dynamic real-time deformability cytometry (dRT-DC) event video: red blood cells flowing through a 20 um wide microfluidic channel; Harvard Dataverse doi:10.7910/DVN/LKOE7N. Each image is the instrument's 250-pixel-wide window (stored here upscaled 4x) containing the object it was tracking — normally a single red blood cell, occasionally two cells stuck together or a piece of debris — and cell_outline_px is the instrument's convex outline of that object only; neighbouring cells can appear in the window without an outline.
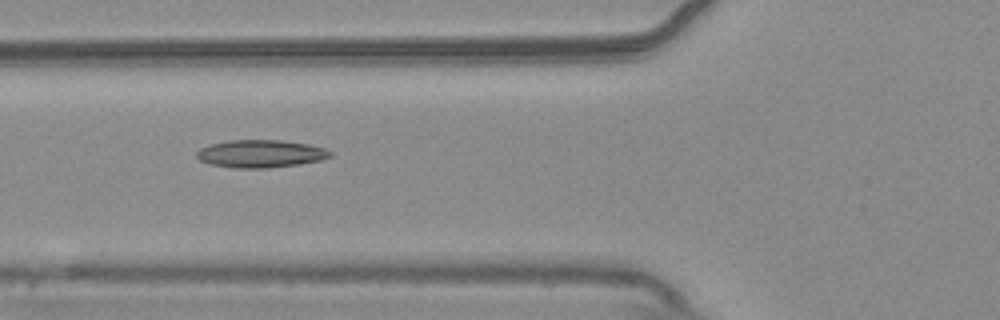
{"species": "common noctule bat (a hibernating species)", "species_latin": "Nyctalus noctula", "temperature_condition": "warm", "stored_images_in_passage": 13, "camera_frame_rate_fps": 3000, "um_per_image_px": 0.085, "animal": {"sex": "male", "body_mass_g": 20.4}, "frame": {"image": 1, "passage_image": 3, "time_ms": 0.667, "image_size_px": [1000, 320], "cell_outline_px": [[332, 156], [320, 160], [300, 164], [268, 168], [236, 168], [208, 164], [200, 160], [196, 156], [196, 152], [200, 148], [212, 144], [228, 140], [280, 140], [308, 144], [324, 148], [332, 152]], "centroid_in_image_um": [22.14, 13.07], "position_along_channel_um": 103.7, "area_um2": 21.56}}
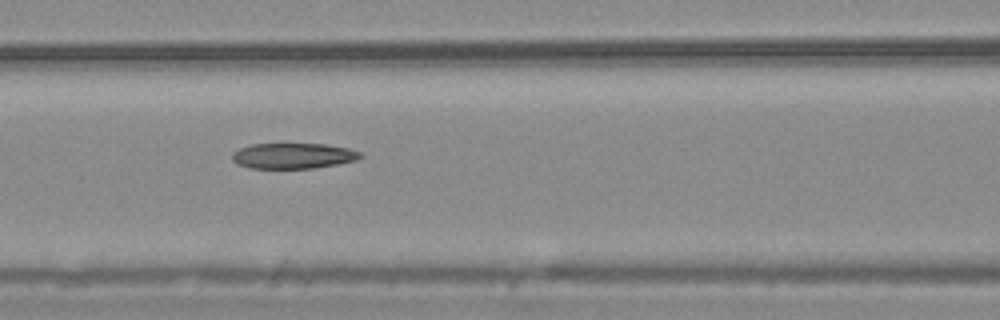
{"frame": {"image": 2, "passage_image": 6, "time_ms": 1.667, "image_size_px": [1000, 320], "cell_outline_px": [[364, 156], [356, 160], [340, 164], [312, 168], [252, 168], [236, 164], [232, 160], [232, 152], [240, 148], [252, 144], [324, 144], [348, 148], [360, 152]], "centroid_in_image_um": [24.92, 13.25], "position_along_channel_um": 141.7, "area_um2": 19.13}}
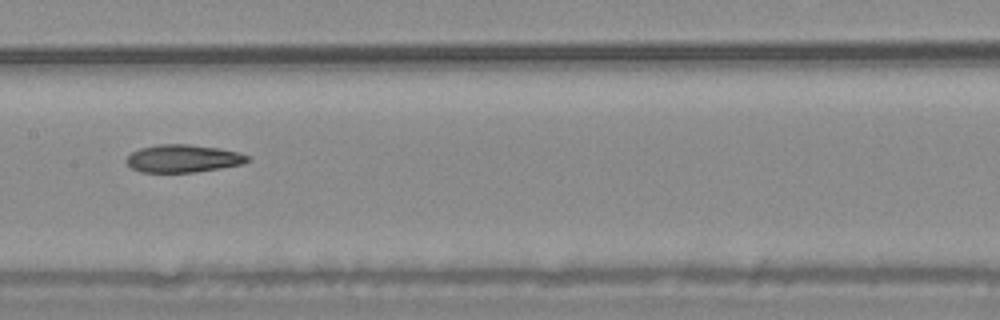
{"frame": {"image": 3, "passage_image": 10, "time_ms": 3.0, "image_size_px": [1000, 320], "cell_outline_px": [[252, 160], [244, 164], [196, 172], [140, 172], [132, 168], [124, 160], [132, 152], [140, 148], [160, 144], [188, 144], [216, 148], [236, 152], [252, 156]], "centroid_in_image_um": [15.59, 13.48], "position_along_channel_um": 191.8, "area_um2": 19.59}}